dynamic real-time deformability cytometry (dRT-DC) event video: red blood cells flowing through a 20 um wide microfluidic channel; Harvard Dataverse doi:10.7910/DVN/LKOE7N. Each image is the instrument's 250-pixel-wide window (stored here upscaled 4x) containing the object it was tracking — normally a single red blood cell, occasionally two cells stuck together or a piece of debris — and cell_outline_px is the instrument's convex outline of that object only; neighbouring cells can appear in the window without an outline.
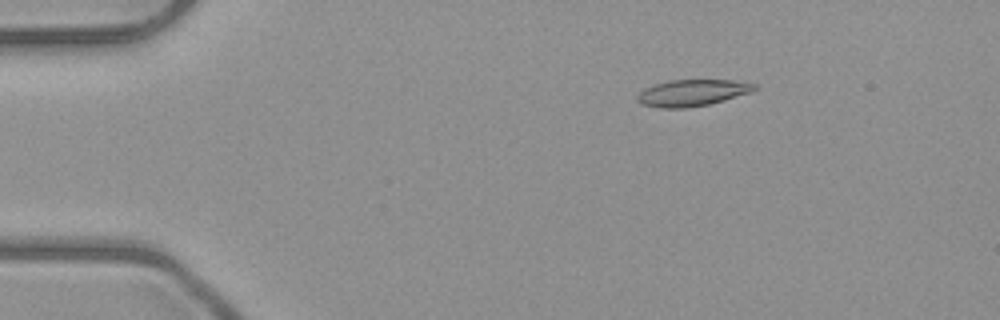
{"species": "common noctule bat (a hibernating species)", "species_latin": "Nyctalus noctula", "temperature_condition": "room temperature", "stored_images_in_passage": 6, "camera_frame_rate_fps": 3000, "um_per_image_px": 0.085, "animal": {"sex": "male", "body_mass_g": 23.1, "forearm_length_mm": 52.7}, "frame": {"image": 1, "passage_image": 6, "time_ms": 5.667, "image_size_px": [1000, 320], "cell_outline_px": [[756, 88], [752, 92], [724, 100], [708, 104], [688, 108], [660, 108], [640, 104], [636, 100], [636, 96], [644, 88], [656, 84], [672, 80], [732, 80], [756, 84]], "centroid_in_image_um": [58.81, 7.9], "position_along_channel_um": 26.2, "area_um2": 18.09}}